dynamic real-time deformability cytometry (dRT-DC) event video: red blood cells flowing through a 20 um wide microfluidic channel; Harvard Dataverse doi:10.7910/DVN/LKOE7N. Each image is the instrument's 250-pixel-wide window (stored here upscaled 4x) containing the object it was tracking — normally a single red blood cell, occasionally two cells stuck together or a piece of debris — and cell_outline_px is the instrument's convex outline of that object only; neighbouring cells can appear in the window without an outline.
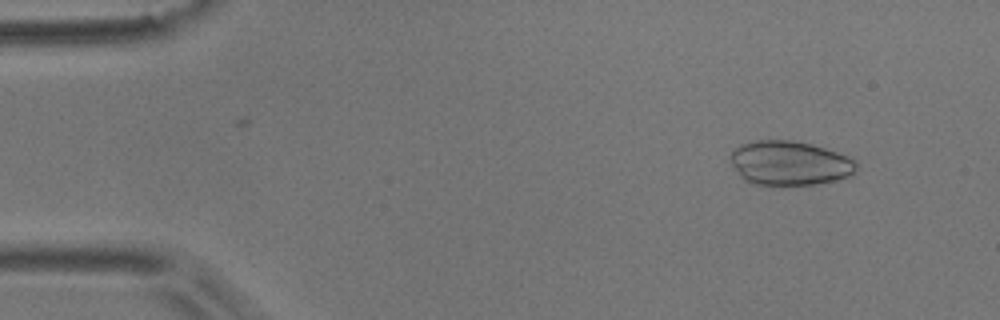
{"species": "common noctule bat (a hibernating species)", "species_latin": "Nyctalus noctula", "temperature_condition": "room temperature", "stored_images_in_passage": 52, "camera_frame_rate_fps": 3000, "um_per_image_px": 0.085, "animal": {"sex": "male", "body_mass_g": 17.9}, "frame": {"image": 1, "passage_image": 4, "time_ms": 1.0, "image_size_px": [1000, 320], "cell_outline_px": [[856, 172], [848, 176], [836, 180], [816, 184], [768, 188], [744, 180], [736, 172], [732, 164], [732, 152], [740, 144], [756, 140], [792, 140], [824, 148], [852, 156], [856, 164]], "centroid_in_image_um": [67.12, 13.9], "position_along_channel_um": 17.9, "area_um2": 33.18}}
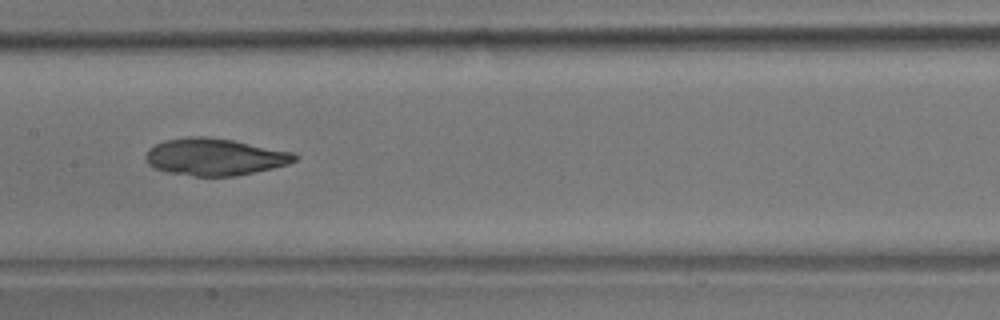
{"frame": {"image": 2, "passage_image": 25, "time_ms": 8.0, "image_size_px": [1000, 320], "cell_outline_px": [[300, 156], [296, 160], [288, 164], [272, 168], [236, 176], [192, 176], [168, 172], [156, 168], [148, 164], [144, 156], [148, 148], [164, 140], [188, 136], [204, 136], [232, 140], [296, 152]], "centroid_in_image_um": [18.27, 13.33], "position_along_channel_um": 189.1, "area_um2": 32.37}}
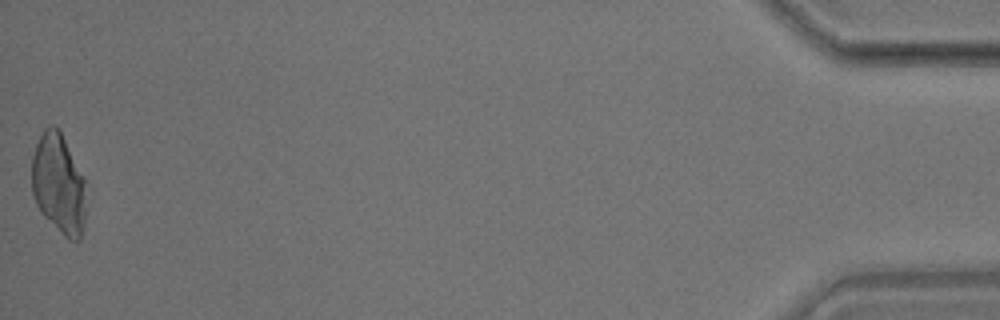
{"frame": {"image": 3, "passage_image": 52, "time_ms": 17.0, "image_size_px": [1000, 320], "cell_outline_px": [[84, 224], [80, 240], [68, 240], [44, 216], [36, 204], [32, 192], [32, 156], [36, 144], [44, 128], [48, 124], [52, 124], [60, 132], [84, 176]], "centroid_in_image_um": [4.96, 15.63], "position_along_channel_um": 430.2, "area_um2": 31.39}}